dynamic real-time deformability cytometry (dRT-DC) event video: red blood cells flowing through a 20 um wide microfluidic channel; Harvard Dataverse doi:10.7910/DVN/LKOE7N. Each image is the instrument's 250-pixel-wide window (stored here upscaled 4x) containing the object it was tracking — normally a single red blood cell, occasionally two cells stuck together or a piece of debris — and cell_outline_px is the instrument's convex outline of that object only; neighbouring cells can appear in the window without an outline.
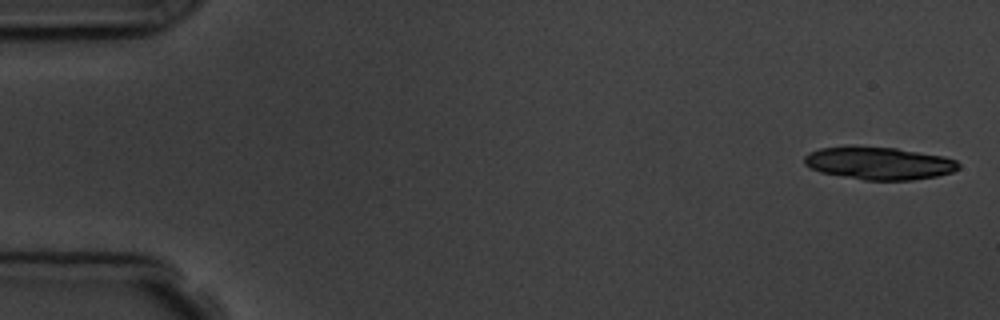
{"species": "common noctule bat (a hibernating species)", "species_latin": "Nyctalus noctula", "temperature_condition": "room temperature", "stored_images_in_passage": 5, "camera_frame_rate_fps": 3000, "um_per_image_px": 0.085, "animal": {"sex": "male", "body_mass_g": 19.5, "forearm_length_mm": 54.6}, "frame": {"image": 1, "passage_image": 1, "time_ms": 0.0, "image_size_px": [1000, 320], "cell_outline_px": [[960, 168], [952, 172], [936, 176], [912, 180], [864, 180], [820, 172], [804, 164], [804, 156], [808, 152], [820, 148], [848, 144], [896, 148], [944, 156], [956, 160], [960, 164]], "centroid_in_image_um": [74.68, 13.84], "position_along_channel_um": 10.3, "area_um2": 29.88}}